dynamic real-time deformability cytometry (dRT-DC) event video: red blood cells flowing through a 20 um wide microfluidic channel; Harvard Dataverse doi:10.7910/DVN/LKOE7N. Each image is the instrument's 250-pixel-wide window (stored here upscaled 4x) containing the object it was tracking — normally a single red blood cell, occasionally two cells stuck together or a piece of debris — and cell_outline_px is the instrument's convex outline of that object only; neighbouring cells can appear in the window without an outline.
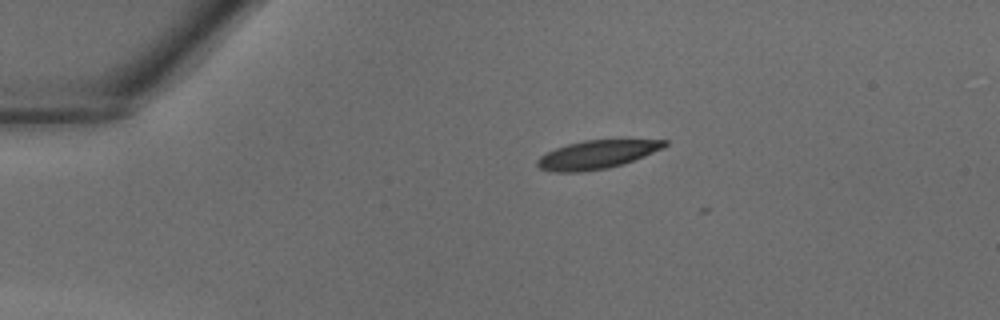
{"species": "common noctule bat (a hibernating species)", "species_latin": "Nyctalus noctula", "temperature_condition": "warm", "stored_images_in_passage": 3, "camera_frame_rate_fps": 3000, "um_per_image_px": 0.085, "animal": {"sex": "male", "body_mass_g": 18.8}, "frame": {"image": 1, "passage_image": 1, "time_ms": 0.0, "image_size_px": [1000, 320], "cell_outline_px": [[668, 144], [664, 148], [644, 156], [608, 168], [576, 172], [552, 172], [540, 168], [536, 164], [536, 160], [540, 156], [556, 148], [568, 144], [584, 140], [668, 140]], "centroid_in_image_um": [50.71, 13.14], "position_along_channel_um": 34.3, "area_um2": 20.81}}